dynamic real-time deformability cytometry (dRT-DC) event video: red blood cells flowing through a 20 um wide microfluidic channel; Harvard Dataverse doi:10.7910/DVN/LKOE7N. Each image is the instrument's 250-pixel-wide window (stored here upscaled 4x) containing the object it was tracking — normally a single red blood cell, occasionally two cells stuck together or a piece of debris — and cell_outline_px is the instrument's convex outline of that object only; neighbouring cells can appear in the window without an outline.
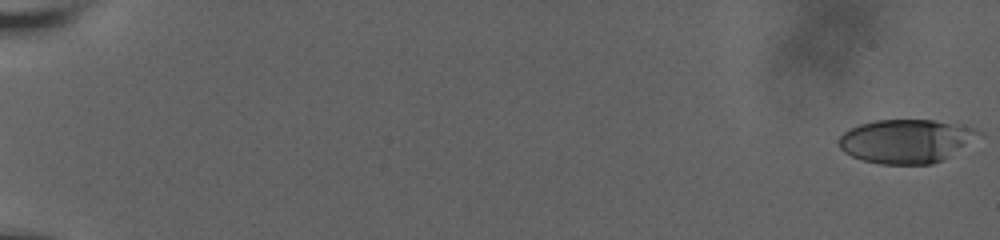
{"species": "human", "species_latin": "Homo sapiens", "temperature_condition": "room temperature", "stored_images_in_passage": 59, "camera_frame_rate_fps": 3000, "um_per_image_px": 0.085, "donor": {"sex": "male"}, "frame": {"image": 1, "passage_image": 1, "time_ms": 0.0, "image_size_px": [1000, 240], "cell_outline_px": [[984, 136], [940, 160], [932, 164], [880, 164], [864, 160], [852, 156], [844, 152], [840, 148], [840, 136], [844, 132], [860, 124], [876, 120], [932, 120], [976, 128], [984, 132]], "centroid_in_image_um": [77.07, 11.99], "position_along_channel_um": 7.9, "area_um2": 35.43}}
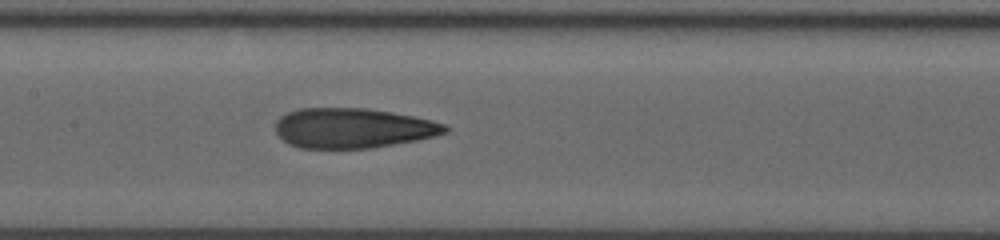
{"frame": {"image": 2, "passage_image": 32, "time_ms": 10.333, "image_size_px": [1000, 240], "cell_outline_px": [[448, 132], [416, 140], [372, 148], [300, 148], [288, 144], [276, 132], [276, 120], [280, 116], [288, 112], [300, 108], [368, 108], [392, 112], [412, 116], [444, 124], [448, 128]], "centroid_in_image_um": [29.95, 10.89], "position_along_channel_um": 177.4, "area_um2": 39.3}}
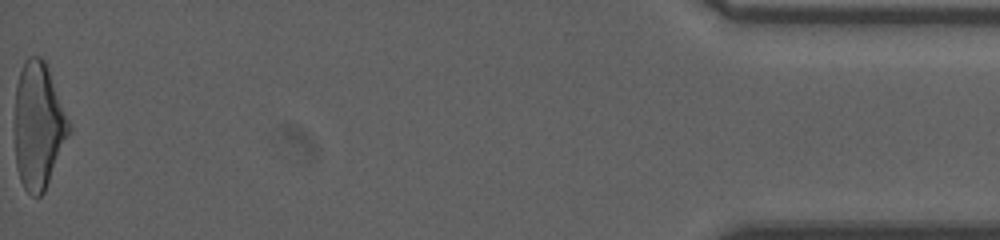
{"frame": {"image": 3, "passage_image": 59, "time_ms": 19.333, "image_size_px": [1000, 240], "cell_outline_px": [[72, 128], [44, 192], [40, 196], [32, 196], [24, 188], [20, 180], [16, 168], [12, 128], [16, 84], [24, 60], [28, 56], [40, 56], [44, 60], [48, 68]], "centroid_in_image_um": [3.21, 10.68], "position_along_channel_um": 432.0, "area_um2": 40.75}, "authors_computed_cell_mechanics": {"area_um2": 38.726, "velocity_mm_per_s": 3.7958, "shape_relaxation_time_tau1_ms": 8.6121, "shape_relaxation_time_tau2_ms": 1.5549, "deformation_change_tau1": 0.2669, "deformation_change_tau2": 0.1031}}